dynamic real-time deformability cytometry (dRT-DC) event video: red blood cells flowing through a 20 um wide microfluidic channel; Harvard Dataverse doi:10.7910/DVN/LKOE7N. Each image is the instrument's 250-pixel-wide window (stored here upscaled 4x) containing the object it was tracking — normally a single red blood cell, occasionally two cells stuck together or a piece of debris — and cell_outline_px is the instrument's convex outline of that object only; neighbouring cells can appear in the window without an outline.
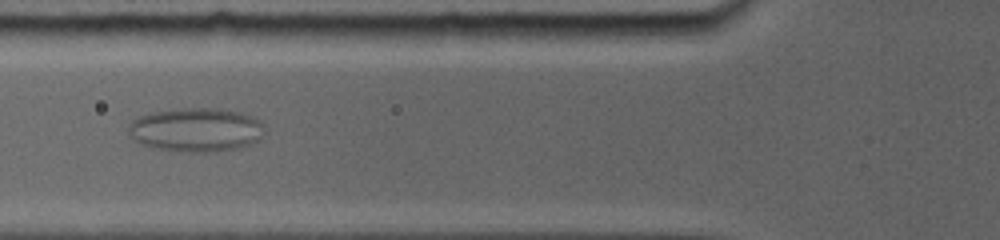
{"species": "common noctule bat (a hibernating species)", "species_latin": "Nyctalus noctula", "temperature_condition": "room temperature", "stored_images_in_passage": 25, "camera_frame_rate_fps": 5000, "um_per_image_px": 0.085, "animal": {"sex": "female", "body_mass_g": 19.0, "forearm_length_mm": 56.7}, "frame": {"image": 1, "passage_image": 5, "time_ms": 2.2, "image_size_px": [1000, 240], "cell_outline_px": [[260, 124], [256, 140], [232, 148], [164, 148], [144, 144], [136, 140], [132, 128], [132, 120], [140, 116], [156, 112], [192, 108], [216, 108], [240, 112], [256, 120]], "centroid_in_image_um": [16.63, 10.94], "position_along_channel_um": 109.2, "area_um2": 31.33}}
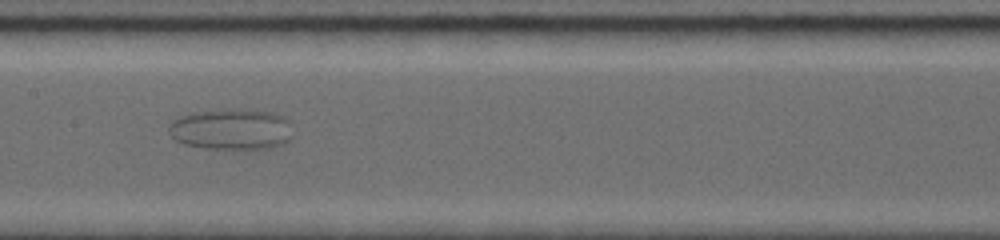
{"frame": {"image": 2, "passage_image": 9, "time_ms": 4.6, "image_size_px": [1000, 240], "cell_outline_px": [[284, 140], [272, 144], [256, 148], [212, 148], [188, 144], [176, 140], [172, 136], [168, 128], [176, 120], [184, 116], [204, 112], [268, 112], [280, 116], [284, 120]], "centroid_in_image_um": [19.48, 11.02], "position_along_channel_um": 187.9, "area_um2": 26.13}}
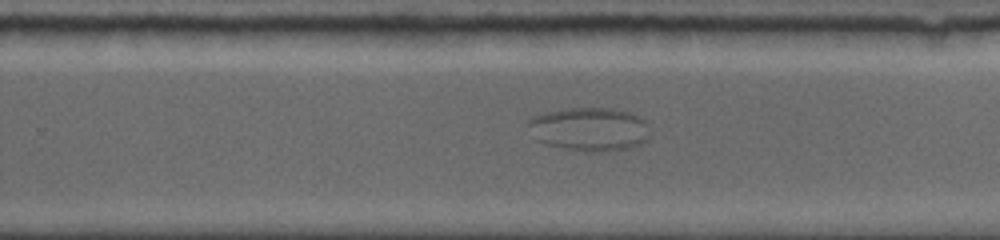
{"frame": {"image": 3, "passage_image": 14, "time_ms": 7.4, "image_size_px": [1000, 240], "cell_outline_px": [[648, 140], [640, 144], [628, 148], [608, 152], [584, 152], [544, 144], [536, 140], [528, 124], [528, 120], [532, 116], [544, 112], [568, 108], [612, 108], [628, 112], [644, 120], [648, 136]], "centroid_in_image_um": [50.06, 10.99], "position_along_channel_um": 279.7, "area_um2": 30.98}}